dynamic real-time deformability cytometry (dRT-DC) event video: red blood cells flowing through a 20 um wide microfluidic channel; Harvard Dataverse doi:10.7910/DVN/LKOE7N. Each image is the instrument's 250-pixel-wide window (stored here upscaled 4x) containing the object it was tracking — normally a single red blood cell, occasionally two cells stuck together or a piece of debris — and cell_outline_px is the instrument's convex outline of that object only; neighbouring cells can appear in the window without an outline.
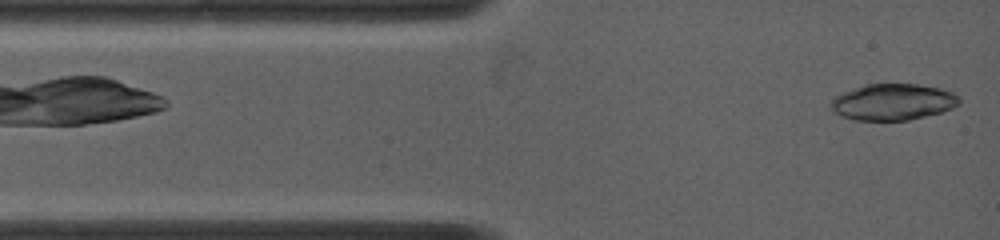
{"species": "common noctule bat (a hibernating species)", "species_latin": "Nyctalus noctula", "temperature_condition": "warm", "stored_images_in_passage": 10, "camera_frame_rate_fps": 5000, "um_per_image_px": 0.085, "animal": {"sex": "female", "body_mass_g": 19.0, "forearm_length_mm": 53.3}, "frame": {"image": 1, "passage_image": 2, "time_ms": 0.2, "image_size_px": [1000, 240], "cell_outline_px": [[960, 104], [952, 108], [940, 112], [908, 120], [852, 120], [840, 116], [828, 108], [828, 104], [836, 96], [844, 92], [868, 84], [916, 84], [936, 88], [952, 92], [960, 96]], "centroid_in_image_um": [75.86, 8.68], "position_along_channel_um": 9.1, "area_um2": 27.11}}